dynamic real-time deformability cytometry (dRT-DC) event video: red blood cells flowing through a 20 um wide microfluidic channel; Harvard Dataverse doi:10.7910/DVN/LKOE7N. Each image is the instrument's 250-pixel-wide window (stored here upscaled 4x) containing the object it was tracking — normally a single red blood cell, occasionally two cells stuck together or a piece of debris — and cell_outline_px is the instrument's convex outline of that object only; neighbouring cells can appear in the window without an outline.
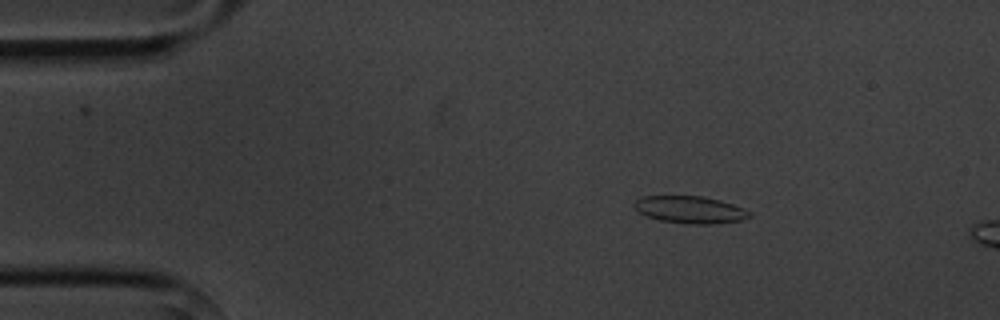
{"species": "common noctule bat (a hibernating species)", "species_latin": "Nyctalus noctula", "temperature_condition": "cold", "stored_images_in_passage": 2, "camera_frame_rate_fps": 3000, "um_per_image_px": 0.085, "animal": {"sex": "male", "body_mass_g": 20.1, "forearm_length_mm": 53.5}, "frame": {"image": 1, "passage_image": 1, "time_ms": 0.0, "image_size_px": [1000, 320], "cell_outline_px": [[752, 216], [744, 220], [712, 224], [688, 224], [660, 220], [648, 216], [640, 212], [632, 204], [636, 200], [644, 196], [704, 196], [720, 200], [744, 208], [752, 212]], "centroid_in_image_um": [58.72, 17.82], "position_along_channel_um": 26.3, "area_um2": 18.32}}